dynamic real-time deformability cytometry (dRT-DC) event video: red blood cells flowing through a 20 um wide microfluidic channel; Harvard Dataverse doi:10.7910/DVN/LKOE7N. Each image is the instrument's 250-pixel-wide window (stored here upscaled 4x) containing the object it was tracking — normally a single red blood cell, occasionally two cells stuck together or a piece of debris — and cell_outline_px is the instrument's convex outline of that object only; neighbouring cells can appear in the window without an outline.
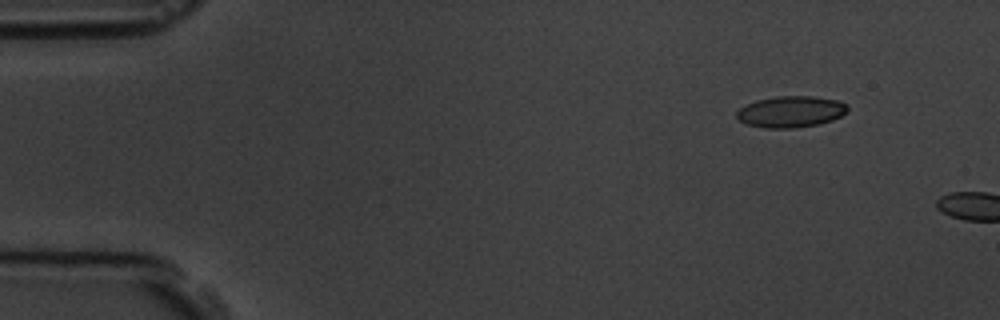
{"species": "common noctule bat (a hibernating species)", "species_latin": "Nyctalus noctula", "temperature_condition": "room temperature", "stored_images_in_passage": 2, "camera_frame_rate_fps": 3000, "um_per_image_px": 0.085, "animal": {"sex": "male", "body_mass_g": 19.5, "forearm_length_mm": 54.6}, "frame": {"image": 1, "passage_image": 1, "time_ms": 0.0, "image_size_px": [1000, 320], "cell_outline_px": [[848, 112], [832, 120], [820, 124], [796, 128], [764, 128], [748, 124], [740, 120], [736, 116], [736, 112], [740, 108], [756, 100], [776, 96], [812, 96], [840, 100], [848, 104]], "centroid_in_image_um": [67.27, 9.49], "position_along_channel_um": 17.7, "area_um2": 20.4}}